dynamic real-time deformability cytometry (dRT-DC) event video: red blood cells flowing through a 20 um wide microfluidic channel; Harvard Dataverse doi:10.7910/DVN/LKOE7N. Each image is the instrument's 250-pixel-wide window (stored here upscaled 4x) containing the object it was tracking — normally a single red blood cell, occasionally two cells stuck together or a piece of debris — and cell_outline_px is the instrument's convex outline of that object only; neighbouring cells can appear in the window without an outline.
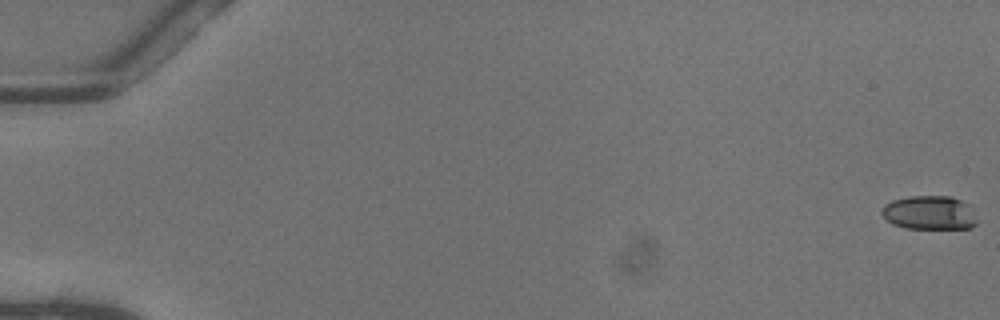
{"species": "common noctule bat (a hibernating species)", "species_latin": "Nyctalus noctula", "temperature_condition": "warm", "stored_images_in_passage": 51, "camera_frame_rate_fps": 3000, "um_per_image_px": 0.085, "animal": {"sex": "female"}, "frame": {"image": 1, "passage_image": 1, "time_ms": 0.0, "image_size_px": [1000, 320], "cell_outline_px": [[976, 224], [972, 228], [904, 228], [892, 224], [880, 212], [884, 204], [892, 200], [908, 196], [952, 196], [960, 200], [964, 204], [976, 220]], "centroid_in_image_um": [78.92, 18.08], "position_along_channel_um": 6.1, "area_um2": 18.5}}
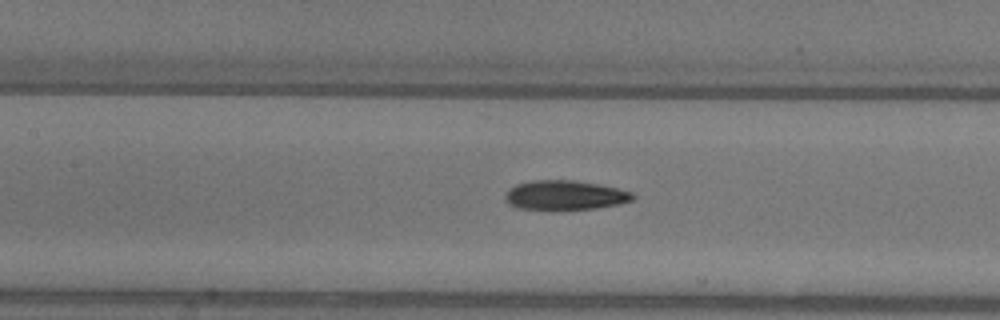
{"frame": {"image": 2, "passage_image": 26, "time_ms": 8.333, "image_size_px": [1000, 320], "cell_outline_px": [[632, 200], [616, 204], [596, 208], [552, 212], [520, 208], [508, 204], [504, 196], [508, 188], [516, 184], [532, 180], [572, 180], [596, 184], [616, 188], [632, 192]], "centroid_in_image_um": [47.92, 16.62], "position_along_channel_um": 159.5, "area_um2": 22.31}}
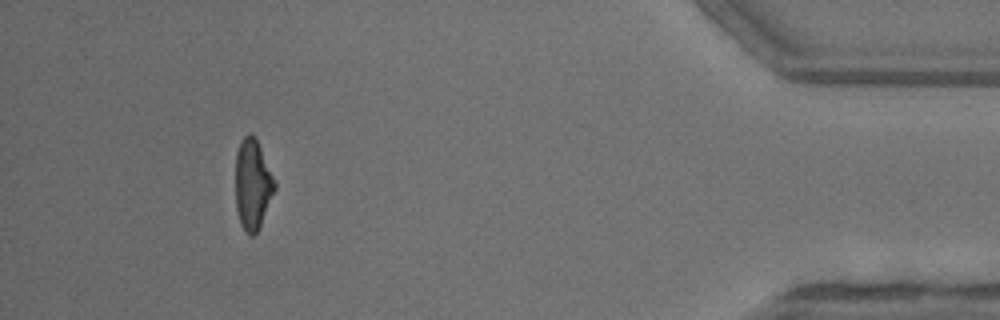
{"frame": {"image": 3, "passage_image": 49, "time_ms": 16.0, "image_size_px": [1000, 320], "cell_outline_px": [[276, 188], [260, 228], [252, 236], [248, 236], [240, 224], [236, 208], [236, 152], [240, 140], [248, 132], [252, 132], [276, 180]], "centroid_in_image_um": [21.48, 15.69], "position_along_channel_um": 413.7, "area_um2": 20.87}, "authors_computed_cell_mechanics": {"area_um2": 21.4438, "velocity_mm_per_s": 4.0938, "shape_relaxation_time_tau1_ms": 7.7416, "shape_relaxation_time_tau2_ms": 3.0581, "deformation_change_tau1": 0.2179, "deformation_change_tau2": 0.1147}}